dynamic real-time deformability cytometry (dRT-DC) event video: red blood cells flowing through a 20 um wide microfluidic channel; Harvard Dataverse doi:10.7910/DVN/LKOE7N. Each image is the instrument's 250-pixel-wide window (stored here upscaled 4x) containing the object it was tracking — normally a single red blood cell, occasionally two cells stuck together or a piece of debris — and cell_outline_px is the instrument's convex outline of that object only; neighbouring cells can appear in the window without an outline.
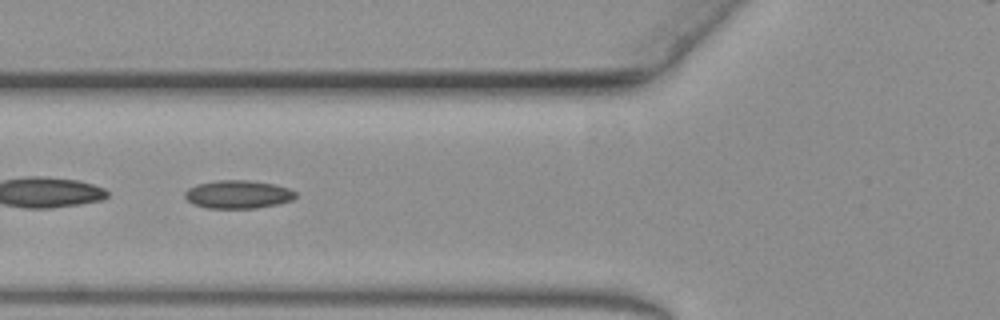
{"species": "common noctule bat (a hibernating species)", "species_latin": "Nyctalus noctula", "temperature_condition": "warm", "stored_images_in_passage": 35, "camera_frame_rate_fps": 3000, "um_per_image_px": 0.085, "animal": {"sex": "female", "body_mass_g": 19.3, "forearm_length_mm": 54.1}, "frame": {"image": 1, "passage_image": 11, "time_ms": 3.333, "image_size_px": [1000, 320], "cell_outline_px": [[296, 196], [292, 200], [276, 204], [256, 208], [208, 208], [192, 204], [184, 196], [184, 192], [188, 188], [196, 184], [216, 180], [248, 180], [272, 184], [288, 188], [296, 192]], "centroid_in_image_um": [20.19, 16.52], "position_along_channel_um": 105.6, "area_um2": 18.15}}
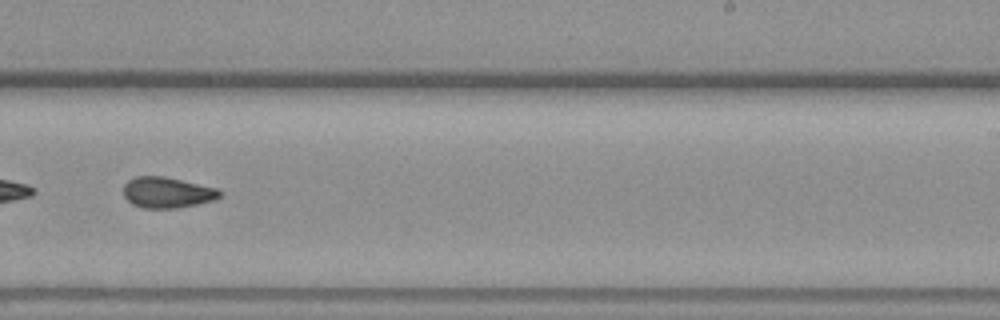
{"frame": {"image": 2, "passage_image": 26, "time_ms": 8.333, "image_size_px": [1000, 320], "cell_outline_px": [[224, 192], [220, 196], [212, 200], [180, 208], [144, 208], [132, 204], [124, 196], [124, 184], [128, 180], [136, 176], [164, 176], [220, 188]], "centroid_in_image_um": [14.24, 16.35], "position_along_channel_um": 274.8, "area_um2": 17.46}}
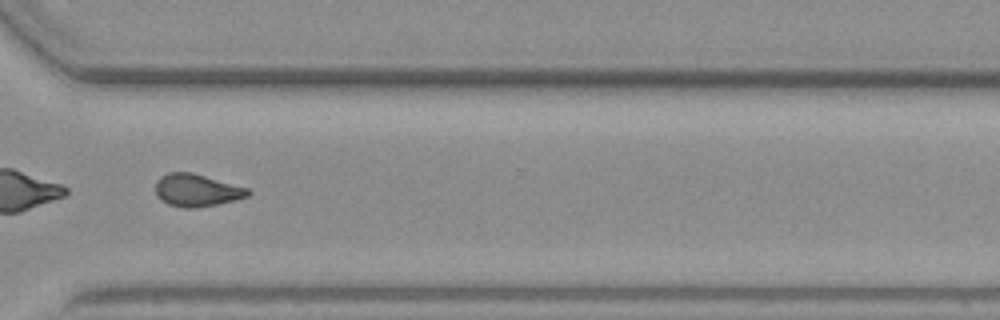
{"frame": {"image": 3, "passage_image": 33, "time_ms": 10.667, "image_size_px": [1000, 320], "cell_outline_px": [[252, 192], [248, 196], [236, 200], [196, 208], [184, 208], [168, 204], [160, 200], [156, 196], [156, 180], [160, 176], [168, 172], [192, 172], [248, 188]], "centroid_in_image_um": [16.7, 16.17], "position_along_channel_um": 353.9, "area_um2": 17.63}}